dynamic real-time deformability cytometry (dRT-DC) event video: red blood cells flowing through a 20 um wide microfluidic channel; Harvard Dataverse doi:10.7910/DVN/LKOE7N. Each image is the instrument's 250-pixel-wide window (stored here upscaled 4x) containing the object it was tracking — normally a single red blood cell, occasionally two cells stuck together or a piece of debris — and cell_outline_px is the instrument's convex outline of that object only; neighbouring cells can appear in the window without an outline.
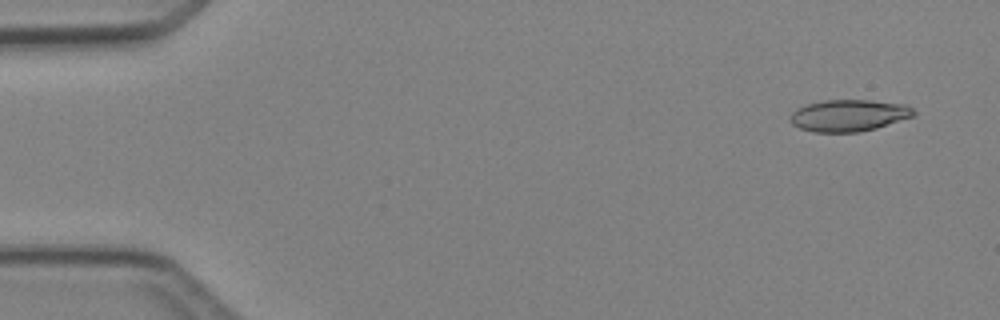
{"species": "Egyptian fruit bat (a non-hibernating species)", "species_latin": "Rousettus aegyptiacus", "temperature_condition": "cold", "stored_images_in_passage": 4, "camera_frame_rate_fps": 3000, "um_per_image_px": 0.085, "animal": {"sex": "female"}, "frame": {"image": 1, "passage_image": 1, "time_ms": 0.0, "image_size_px": [1000, 320], "cell_outline_px": [[916, 116], [876, 128], [860, 132], [812, 132], [800, 128], [792, 124], [788, 120], [792, 112], [796, 108], [804, 104], [824, 100], [868, 100], [904, 104], [912, 108], [916, 112]], "centroid_in_image_um": [72.13, 9.81], "position_along_channel_um": 12.9, "area_um2": 23.12}}
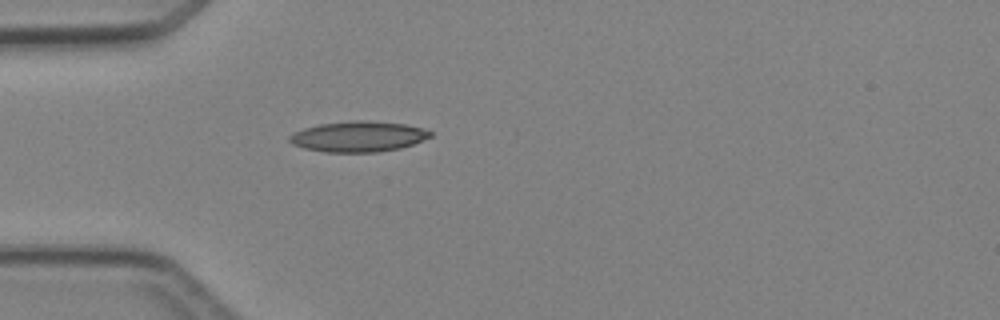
{"frame": {"image": 2, "passage_image": 4, "time_ms": 3.667, "image_size_px": [1000, 320], "cell_outline_px": [[432, 136], [412, 144], [400, 148], [376, 152], [324, 152], [304, 148], [292, 144], [288, 140], [288, 136], [304, 128], [320, 124], [356, 120], [360, 120], [404, 124], [424, 128], [432, 132]], "centroid_in_image_um": [30.45, 11.61], "position_along_channel_um": 54.6, "area_um2": 24.91}}